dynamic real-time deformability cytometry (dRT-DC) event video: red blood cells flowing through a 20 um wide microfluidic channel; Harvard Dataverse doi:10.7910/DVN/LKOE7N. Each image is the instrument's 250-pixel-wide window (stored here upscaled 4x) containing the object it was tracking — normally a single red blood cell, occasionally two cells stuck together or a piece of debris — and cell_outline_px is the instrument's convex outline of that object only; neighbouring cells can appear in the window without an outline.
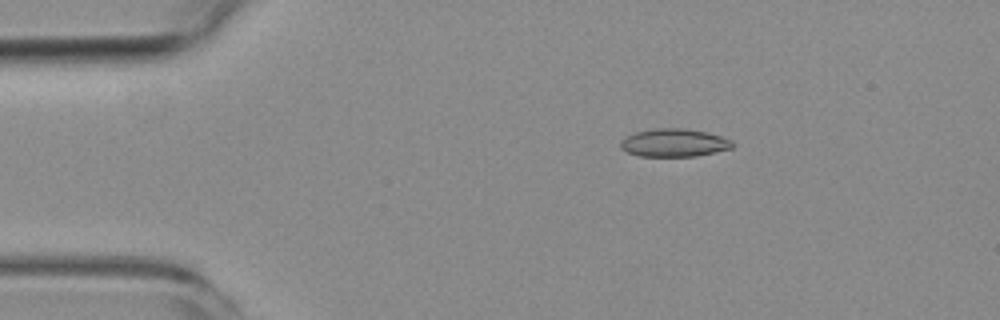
{"species": "common noctule bat (a hibernating species)", "species_latin": "Nyctalus noctula", "temperature_condition": "room temperature", "stored_images_in_passage": 5, "camera_frame_rate_fps": 3000, "um_per_image_px": 0.085, "animal": {"sex": "female", "body_mass_g": 19.3, "forearm_length_mm": 54.1}, "frame": {"image": 1, "passage_image": 3, "time_ms": 2.333, "image_size_px": [1000, 320], "cell_outline_px": [[736, 144], [732, 148], [696, 156], [640, 156], [628, 152], [620, 148], [620, 140], [636, 132], [652, 128], [684, 128], [708, 132], [732, 140]], "centroid_in_image_um": [57.31, 12.13], "position_along_channel_um": 27.7, "area_um2": 18.32}}